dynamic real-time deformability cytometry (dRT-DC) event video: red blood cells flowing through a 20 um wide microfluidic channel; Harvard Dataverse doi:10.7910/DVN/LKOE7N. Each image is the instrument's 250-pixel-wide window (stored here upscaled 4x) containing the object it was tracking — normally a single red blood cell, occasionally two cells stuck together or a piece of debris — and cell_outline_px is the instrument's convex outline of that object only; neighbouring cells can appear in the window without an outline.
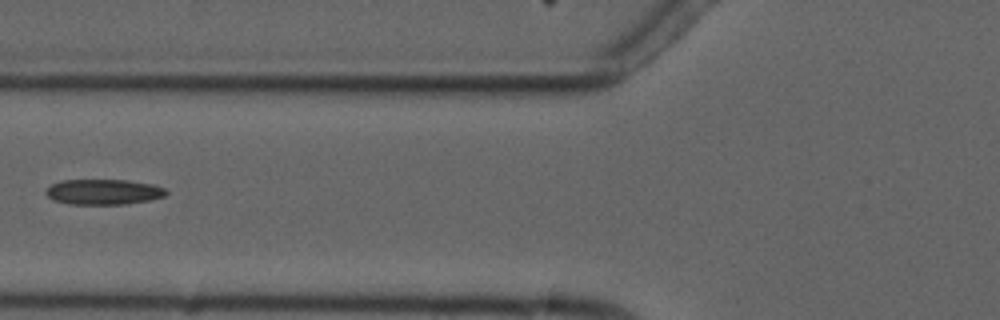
{"species": "common noctule bat (a hibernating species)", "species_latin": "Nyctalus noctula", "temperature_condition": "cold", "stored_images_in_passage": 5, "camera_frame_rate_fps": 3000, "um_per_image_px": 0.085, "animal": {"sex": "male", "forearm_length_mm": 52.5}, "frame": {"image": 1, "passage_image": 4, "time_ms": 3.667, "image_size_px": [1000, 320], "cell_outline_px": [[168, 192], [164, 196], [152, 200], [124, 204], [68, 204], [52, 200], [44, 192], [52, 184], [60, 180], [128, 180], [156, 184], [164, 188]], "centroid_in_image_um": [8.82, 16.31], "position_along_channel_um": 117.0, "area_um2": 17.98}}
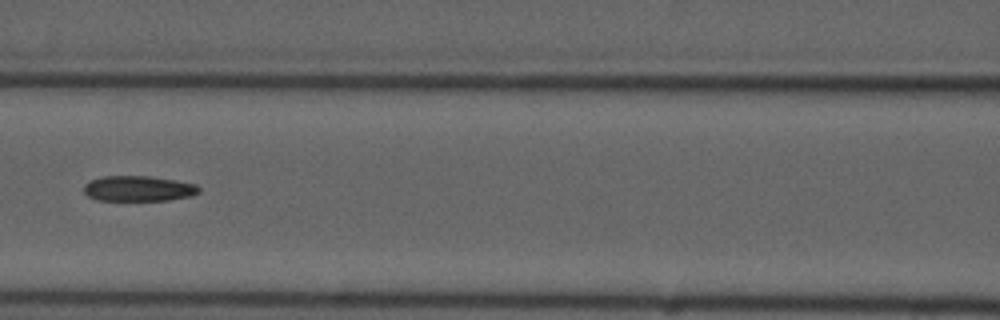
{"frame": {"image": 2, "passage_image": 5, "time_ms": 4.667, "image_size_px": [1000, 320], "cell_outline_px": [[200, 192], [192, 196], [168, 200], [96, 200], [88, 196], [84, 192], [84, 184], [88, 180], [104, 176], [148, 176], [196, 184], [200, 188]], "centroid_in_image_um": [11.74, 16.03], "position_along_channel_um": 154.9, "area_um2": 17.05}}